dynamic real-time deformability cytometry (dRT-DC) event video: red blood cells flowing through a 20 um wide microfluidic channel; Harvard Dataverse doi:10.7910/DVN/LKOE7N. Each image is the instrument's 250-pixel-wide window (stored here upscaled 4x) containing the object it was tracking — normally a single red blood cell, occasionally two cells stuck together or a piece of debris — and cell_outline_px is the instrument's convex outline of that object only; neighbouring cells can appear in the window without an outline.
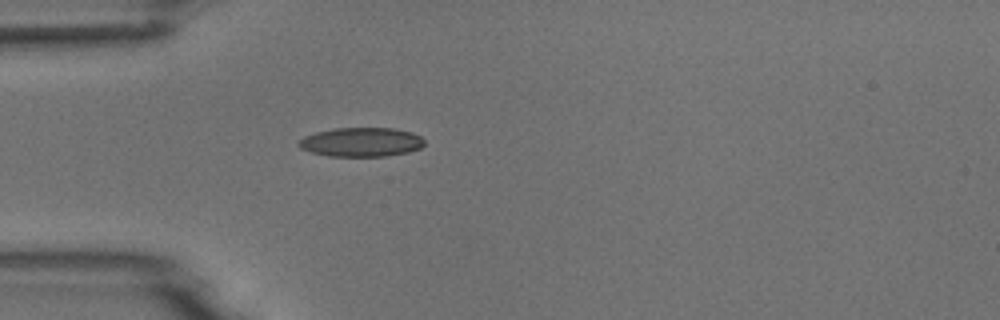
{"species": "common noctule bat (a hibernating species)", "species_latin": "Nyctalus noctula", "temperature_condition": "room temperature", "stored_images_in_passage": 1, "camera_frame_rate_fps": 3000, "um_per_image_px": 0.085, "animal": {"sex": "male", "body_mass_g": 18.8}, "frame": {"image": 1, "passage_image": 1, "time_ms": 0.0, "image_size_px": [1000, 320], "cell_outline_px": [[424, 144], [420, 148], [408, 152], [384, 156], [328, 156], [312, 152], [300, 148], [296, 144], [304, 136], [316, 132], [336, 128], [396, 128], [412, 132], [420, 136], [424, 140]], "centroid_in_image_um": [30.71, 12.07], "position_along_channel_um": 54.3, "area_um2": 21.33}}